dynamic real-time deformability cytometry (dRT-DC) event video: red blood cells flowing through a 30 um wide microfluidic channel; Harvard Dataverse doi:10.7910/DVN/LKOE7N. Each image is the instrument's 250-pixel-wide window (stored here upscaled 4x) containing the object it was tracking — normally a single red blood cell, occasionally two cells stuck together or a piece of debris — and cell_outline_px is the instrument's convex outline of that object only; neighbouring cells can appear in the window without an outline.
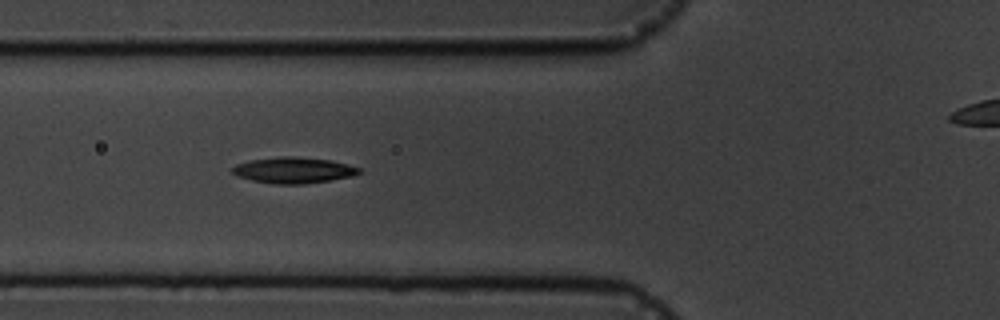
{"species": "common noctule bat (a hibernating species)", "species_latin": "Nyctalus noctula", "temperature_condition": "cold", "stored_images_in_passage": 5, "camera_frame_rate_fps": 3000, "um_per_image_px": 0.085, "animal": {"sex": "male", "body_mass_g": 19.5, "forearm_length_mm": 54.6}, "frame": {"image": 1, "passage_image": 4, "time_ms": 4.333, "image_size_px": [1000, 320], "cell_outline_px": [[360, 172], [352, 176], [304, 184], [272, 184], [252, 180], [236, 176], [232, 172], [232, 168], [236, 164], [248, 160], [280, 156], [292, 156], [328, 160], [348, 164], [360, 168]], "centroid_in_image_um": [24.89, 14.46], "position_along_channel_um": 100.9, "area_um2": 19.13}}
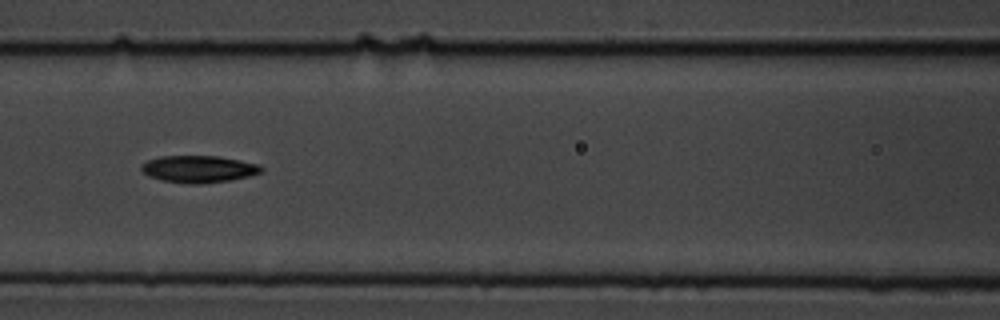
{"frame": {"image": 2, "passage_image": 5, "time_ms": 5.667, "image_size_px": [1000, 320], "cell_outline_px": [[264, 172], [232, 180], [200, 184], [188, 184], [164, 180], [148, 176], [140, 168], [148, 160], [160, 156], [220, 156], [260, 164], [264, 168]], "centroid_in_image_um": [16.95, 14.37], "position_along_channel_um": 149.6, "area_um2": 18.96}}